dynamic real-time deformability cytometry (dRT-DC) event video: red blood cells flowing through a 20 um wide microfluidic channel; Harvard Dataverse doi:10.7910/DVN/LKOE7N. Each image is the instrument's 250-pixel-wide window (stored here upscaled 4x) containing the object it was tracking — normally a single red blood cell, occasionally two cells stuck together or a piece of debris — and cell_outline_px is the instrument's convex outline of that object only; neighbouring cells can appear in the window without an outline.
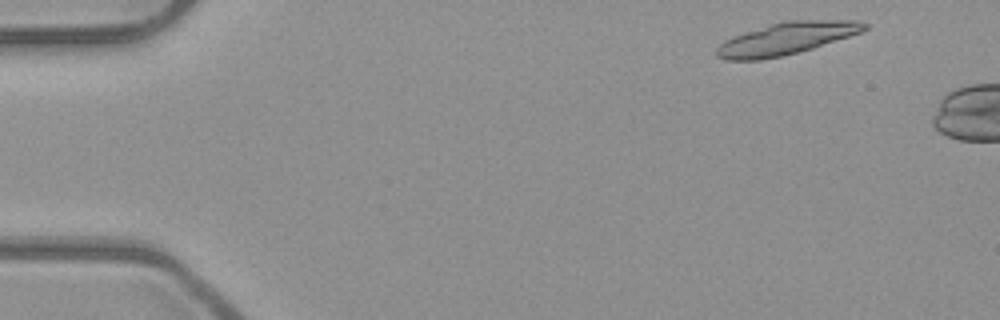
{"species": "common noctule bat (a hibernating species)", "species_latin": "Nyctalus noctula", "temperature_condition": "room temperature", "stored_images_in_passage": 6, "camera_frame_rate_fps": 3000, "um_per_image_px": 0.085, "animal": {"sex": "male", "body_mass_g": 23.1, "forearm_length_mm": 52.7}, "frame": {"image": 1, "passage_image": 1, "time_ms": 0.0, "image_size_px": [1000, 320], "cell_outline_px": [[868, 28], [860, 32], [812, 48], [780, 56], [760, 60], [728, 60], [716, 56], [716, 48], [724, 40], [732, 36], [772, 24], [788, 20], [860, 20], [868, 24]], "centroid_in_image_um": [66.83, 3.27], "position_along_channel_um": 18.2, "area_um2": 27.28}}